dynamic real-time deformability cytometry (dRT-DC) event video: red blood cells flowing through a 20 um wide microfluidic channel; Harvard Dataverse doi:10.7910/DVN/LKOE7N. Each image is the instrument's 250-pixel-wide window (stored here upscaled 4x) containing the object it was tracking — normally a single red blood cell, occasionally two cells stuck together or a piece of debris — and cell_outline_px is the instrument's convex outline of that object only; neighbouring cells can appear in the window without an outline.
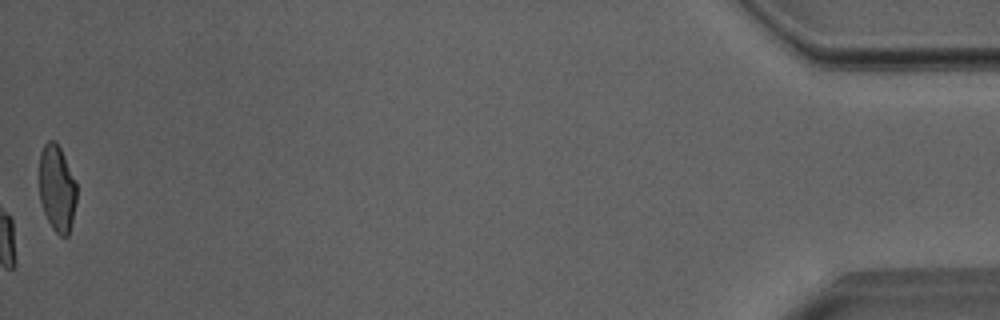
{"species": "Egyptian fruit bat (a non-hibernating species)", "species_latin": "Rousettus aegyptiacus", "temperature_condition": "room temperature", "stored_images_in_passage": 53, "camera_frame_rate_fps": 3000, "um_per_image_px": 0.085, "animal": {"sex": "male"}, "frame": {"image": 1, "passage_image": 53, "time_ms": 17.333, "image_size_px": [1000, 320], "cell_outline_px": [[76, 204], [68, 236], [60, 236], [52, 228], [44, 212], [40, 200], [40, 152], [44, 144], [48, 140], [56, 140], [76, 180]], "centroid_in_image_um": [4.85, 15.99], "position_along_channel_um": 430.4, "area_um2": 18.84}, "authors_computed_cell_mechanics": {"area_um2": 23.0622, "velocity_mm_per_s": 3.9949, "shape_relaxation_time_tau1_ms": 3.6039, "shape_relaxation_time_tau2_ms": 1.598, "deformation_change_tau1": 0.1245, "deformation_change_tau2": 0.0772}}